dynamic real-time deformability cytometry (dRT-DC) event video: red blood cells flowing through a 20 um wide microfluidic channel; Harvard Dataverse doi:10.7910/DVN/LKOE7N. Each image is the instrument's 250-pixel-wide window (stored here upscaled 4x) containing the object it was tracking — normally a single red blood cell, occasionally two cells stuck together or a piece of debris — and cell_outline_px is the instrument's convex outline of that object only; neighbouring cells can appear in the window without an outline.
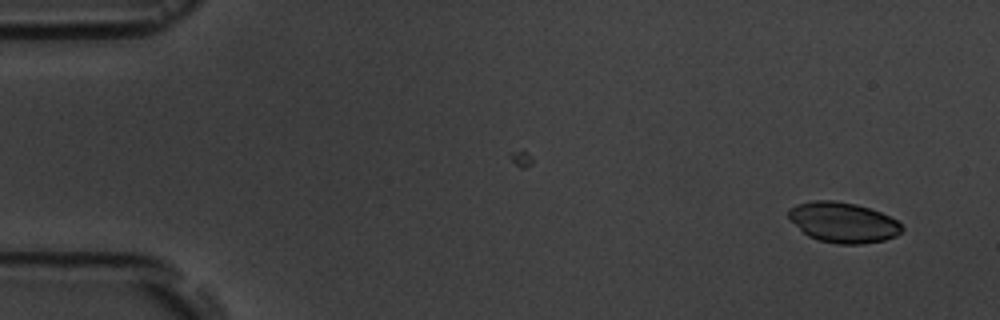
{"species": "common noctule bat (a hibernating species)", "species_latin": "Nyctalus noctula", "temperature_condition": "room temperature", "stored_images_in_passage": 8, "camera_frame_rate_fps": 3000, "um_per_image_px": 0.085, "animal": {"sex": "male", "body_mass_g": 19.5, "forearm_length_mm": 54.6}, "frame": {"image": 1, "passage_image": 1, "time_ms": 0.0, "image_size_px": [1000, 320], "cell_outline_px": [[904, 228], [896, 236], [884, 240], [860, 244], [836, 244], [820, 240], [808, 236], [788, 216], [788, 208], [796, 204], [812, 200], [836, 200], [856, 204], [880, 212], [896, 220]], "centroid_in_image_um": [71.66, 18.89], "position_along_channel_um": 13.3, "area_um2": 26.47}}
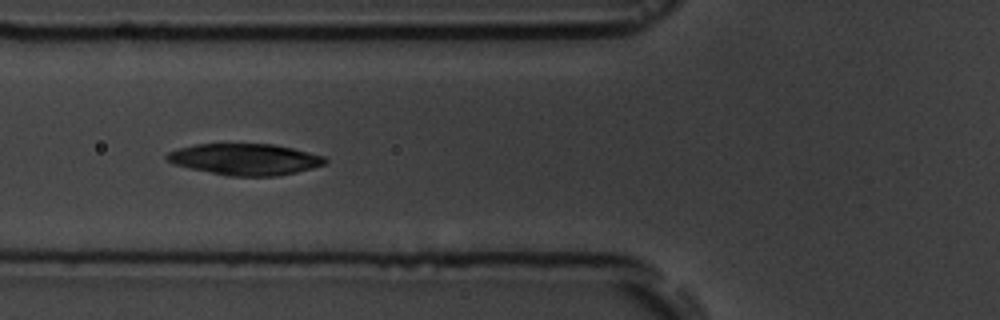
{"frame": {"image": 2, "passage_image": 6, "time_ms": 5.667, "image_size_px": [1000, 320], "cell_outline_px": [[328, 160], [324, 164], [312, 168], [296, 172], [276, 176], [228, 176], [172, 164], [164, 156], [168, 152], [180, 148], [196, 144], [272, 144], [292, 148], [324, 156]], "centroid_in_image_um": [20.82, 13.54], "position_along_channel_um": 105.0, "area_um2": 28.73}}
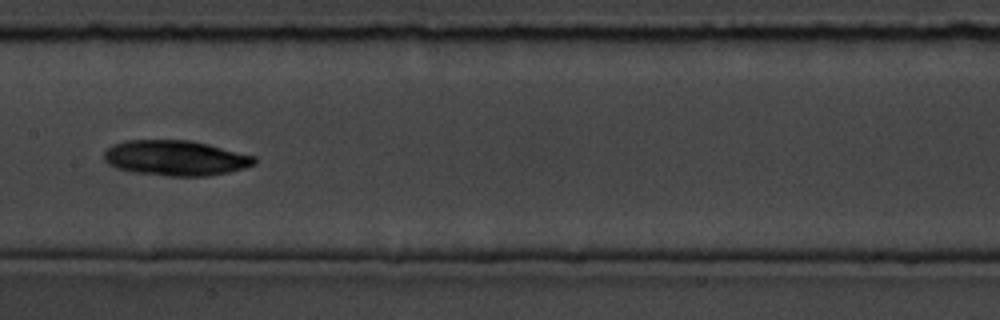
{"frame": {"image": 3, "passage_image": 8, "time_ms": 8.0, "image_size_px": [1000, 320], "cell_outline_px": [[256, 164], [244, 168], [228, 172], [208, 176], [164, 176], [132, 172], [116, 168], [108, 164], [104, 160], [104, 152], [112, 144], [128, 140], [192, 140], [256, 156]], "centroid_in_image_um": [14.92, 13.43], "position_along_channel_um": 192.5, "area_um2": 31.15}}